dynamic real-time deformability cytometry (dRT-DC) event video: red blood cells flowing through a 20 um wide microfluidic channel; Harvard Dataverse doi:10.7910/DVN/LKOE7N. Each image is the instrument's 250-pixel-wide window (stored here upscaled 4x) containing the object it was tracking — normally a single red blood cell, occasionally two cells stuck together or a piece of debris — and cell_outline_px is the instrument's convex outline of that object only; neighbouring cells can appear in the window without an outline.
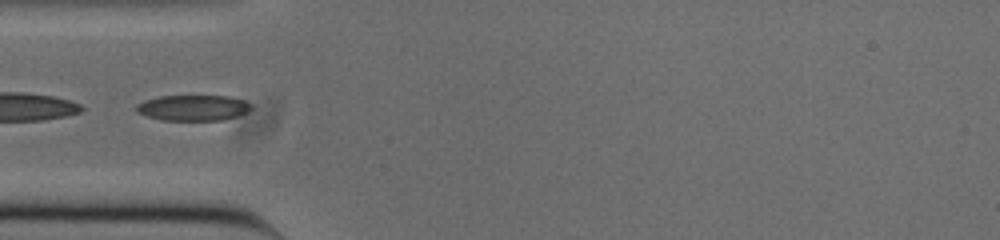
{"species": "common noctule bat (a hibernating species)", "species_latin": "Nyctalus noctula", "temperature_condition": "cold", "stored_images_in_passage": 50, "camera_frame_rate_fps": 3000, "um_per_image_px": 0.085, "animal": {"sex": "male", "body_mass_g": 20.0, "forearm_length_mm": 53.3}, "frame": {"image": 1, "passage_image": 15, "time_ms": 4.667, "image_size_px": [1000, 240], "cell_outline_px": [[252, 108], [248, 112], [236, 116], [220, 120], [160, 120], [136, 112], [136, 104], [144, 100], [160, 96], [228, 96], [244, 100], [252, 104]], "centroid_in_image_um": [16.41, 9.16], "position_along_channel_um": 68.6, "area_um2": 17.22}}
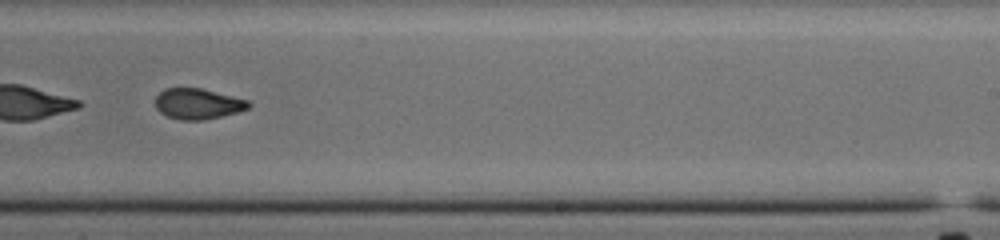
{"frame": {"image": 2, "passage_image": 31, "time_ms": 10.0, "image_size_px": [1000, 240], "cell_outline_px": [[252, 104], [248, 108], [236, 112], [204, 120], [180, 120], [168, 116], [160, 112], [156, 108], [156, 96], [164, 88], [200, 88], [248, 100]], "centroid_in_image_um": [16.8, 8.82], "position_along_channel_um": 272.2, "area_um2": 16.47}, "authors_computed_cell_mechanics": {"area_um2": 17.629, "velocity_mm_per_s": 3.8106, "shape_relaxation_time_tau1_ms": 6.6795, "shape_relaxation_time_tau2_ms": 1.8614, "deformation_change_tau1": 0.1993, "deformation_change_tau2": 0.0636}}